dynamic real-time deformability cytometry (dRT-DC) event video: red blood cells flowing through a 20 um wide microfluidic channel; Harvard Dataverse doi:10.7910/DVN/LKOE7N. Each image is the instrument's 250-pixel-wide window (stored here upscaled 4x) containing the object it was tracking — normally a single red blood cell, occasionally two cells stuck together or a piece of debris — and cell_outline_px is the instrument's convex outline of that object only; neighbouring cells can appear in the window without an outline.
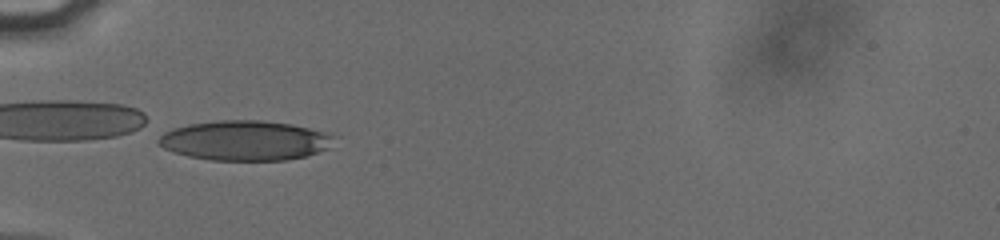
{"species": "human", "species_latin": "Homo sapiens", "temperature_condition": "cold", "stored_images_in_passage": 33, "camera_frame_rate_fps": 3000, "um_per_image_px": 0.085, "donor": {"sex": "male"}, "frame": {"image": 1, "passage_image": 1, "time_ms": 0.0, "image_size_px": [1000, 240], "cell_outline_px": [[336, 136], [328, 148], [304, 156], [284, 160], [208, 160], [188, 156], [164, 148], [156, 144], [156, 132], [188, 124], [220, 120], [260, 120], [292, 124], [324, 132]], "centroid_in_image_um": [20.71, 11.93], "position_along_channel_um": 64.3, "area_um2": 40.98}}
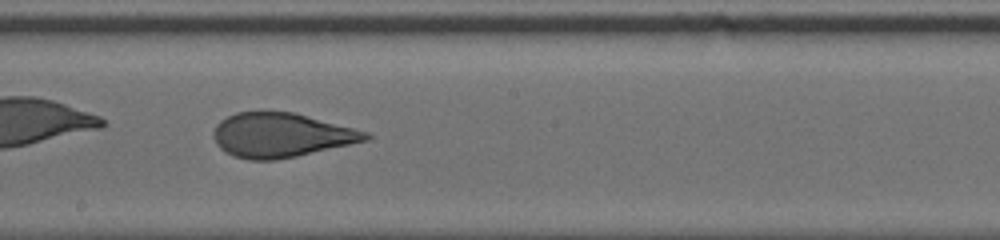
{"frame": {"image": 2, "passage_image": 14, "time_ms": 4.333, "image_size_px": [1000, 240], "cell_outline_px": [[372, 136], [368, 140], [296, 156], [276, 160], [248, 160], [232, 156], [224, 152], [216, 144], [216, 124], [220, 120], [236, 112], [292, 112], [368, 132]], "centroid_in_image_um": [23.88, 11.5], "position_along_channel_um": 224.3, "area_um2": 38.78}}
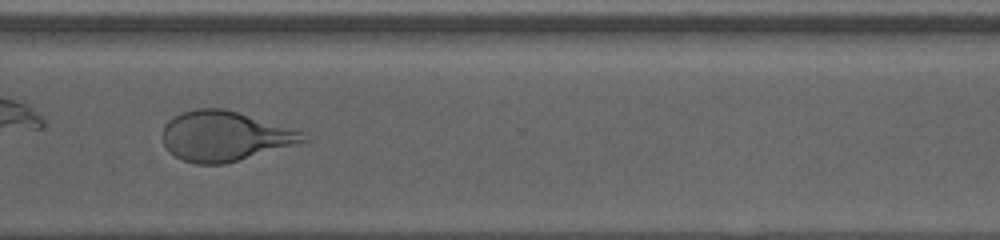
{"frame": {"image": 3, "passage_image": 24, "time_ms": 7.667, "image_size_px": [1000, 240], "cell_outline_px": [[308, 140], [224, 164], [196, 164], [184, 160], [168, 152], [160, 136], [164, 124], [168, 120], [184, 112], [196, 108], [224, 108], [300, 132]], "centroid_in_image_um": [18.96, 11.58], "position_along_channel_um": 351.6, "area_um2": 40.0}, "authors_computed_cell_mechanics": {"area_um2": 39.9976, "velocity_mm_per_s": 3.8323, "shape_relaxation_time_tau1_ms": 6.0846, "shape_relaxation_time_tau2_ms": 0.8263, "deformation_change_tau1": 0.1935, "deformation_change_tau2": 0.0863}}